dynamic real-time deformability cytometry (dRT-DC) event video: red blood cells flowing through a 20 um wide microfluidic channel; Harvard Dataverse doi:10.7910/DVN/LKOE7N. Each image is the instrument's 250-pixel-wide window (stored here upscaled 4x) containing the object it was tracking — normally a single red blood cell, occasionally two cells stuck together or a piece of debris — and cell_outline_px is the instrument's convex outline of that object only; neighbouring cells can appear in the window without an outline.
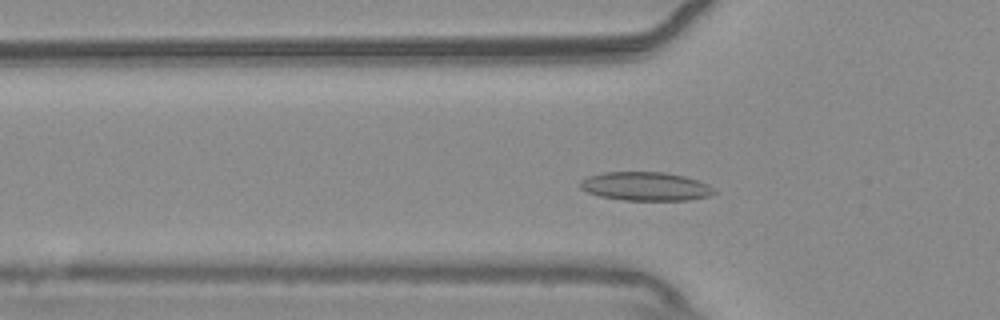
{"species": "common noctule bat (a hibernating species)", "species_latin": "Nyctalus noctula", "temperature_condition": "warm", "stored_images_in_passage": 51, "camera_frame_rate_fps": 3000, "um_per_image_px": 0.085, "animal": {"sex": "male", "body_mass_g": 20.4}, "frame": {"image": 1, "passage_image": 14, "time_ms": 4.333, "image_size_px": [1000, 320], "cell_outline_px": [[716, 192], [712, 196], [688, 200], [624, 200], [600, 196], [588, 192], [580, 188], [580, 180], [588, 176], [604, 172], [664, 172], [684, 176], [708, 184]], "centroid_in_image_um": [54.88, 15.84], "position_along_channel_um": 70.9, "area_um2": 22.37}}
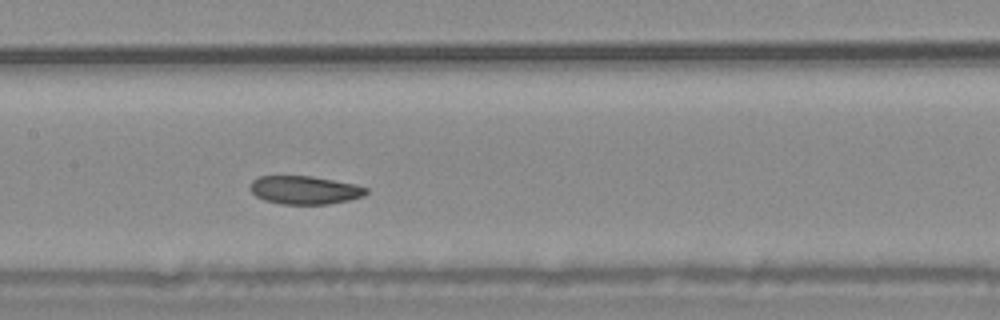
{"frame": {"image": 2, "passage_image": 23, "time_ms": 7.333, "image_size_px": [1000, 320], "cell_outline_px": [[368, 192], [364, 196], [348, 200], [328, 204], [284, 204], [264, 200], [256, 196], [248, 188], [248, 184], [252, 180], [260, 176], [312, 176], [356, 184], [368, 188]], "centroid_in_image_um": [25.88, 16.15], "position_along_channel_um": 181.5, "area_um2": 19.25}}
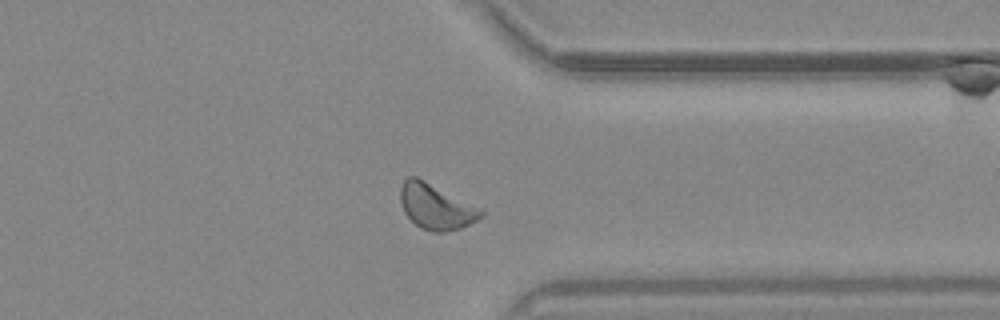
{"frame": {"image": 3, "passage_image": 39, "time_ms": 12.667, "image_size_px": [1000, 320], "cell_outline_px": [[484, 216], [460, 228], [444, 232], [436, 232], [420, 228], [404, 212], [400, 200], [400, 188], [404, 180], [408, 176], [416, 176], [484, 208]], "centroid_in_image_um": [37.09, 17.54], "position_along_channel_um": 374.3, "area_um2": 21.5}, "authors_computed_cell_mechanics": {"area_um2": 20.4612, "velocity_mm_per_s": 3.6582, "shape_relaxation_time_tau1_ms": null, "shape_relaxation_time_tau2_ms": 3.6294, "deformation_change_tau1": null, "deformation_change_tau2": 0.0813}}